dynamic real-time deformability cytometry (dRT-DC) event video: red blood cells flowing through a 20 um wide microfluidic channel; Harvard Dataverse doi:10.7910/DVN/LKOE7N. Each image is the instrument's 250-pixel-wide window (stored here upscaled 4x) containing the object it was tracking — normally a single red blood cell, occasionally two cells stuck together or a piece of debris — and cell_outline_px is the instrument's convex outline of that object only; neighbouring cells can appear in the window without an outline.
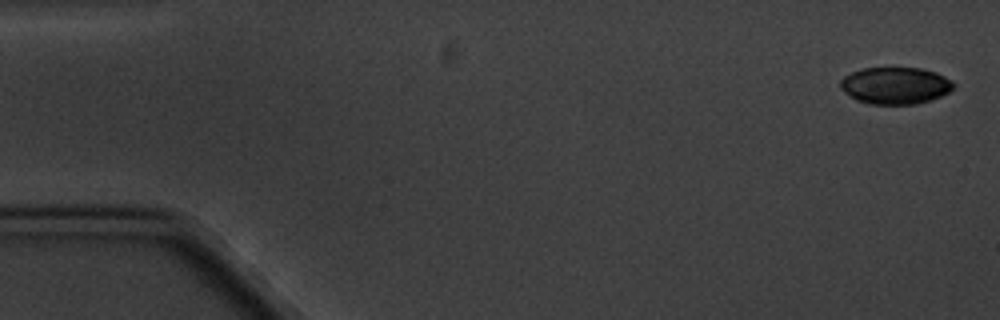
{"species": "common noctule bat (a hibernating species)", "species_latin": "Nyctalus noctula", "temperature_condition": "cold", "stored_images_in_passage": 4, "camera_frame_rate_fps": 3000, "um_per_image_px": 0.085, "animal": {"sex": "male", "body_mass_g": 20.1, "forearm_length_mm": 53.5}, "frame": {"image": 1, "passage_image": 1, "time_ms": 0.0, "image_size_px": [1000, 320], "cell_outline_px": [[956, 84], [948, 92], [940, 96], [916, 104], [868, 104], [856, 100], [844, 92], [840, 88], [840, 80], [844, 76], [852, 72], [864, 68], [920, 68], [936, 72], [952, 80]], "centroid_in_image_um": [76.08, 7.27], "position_along_channel_um": 8.9, "area_um2": 24.33}}